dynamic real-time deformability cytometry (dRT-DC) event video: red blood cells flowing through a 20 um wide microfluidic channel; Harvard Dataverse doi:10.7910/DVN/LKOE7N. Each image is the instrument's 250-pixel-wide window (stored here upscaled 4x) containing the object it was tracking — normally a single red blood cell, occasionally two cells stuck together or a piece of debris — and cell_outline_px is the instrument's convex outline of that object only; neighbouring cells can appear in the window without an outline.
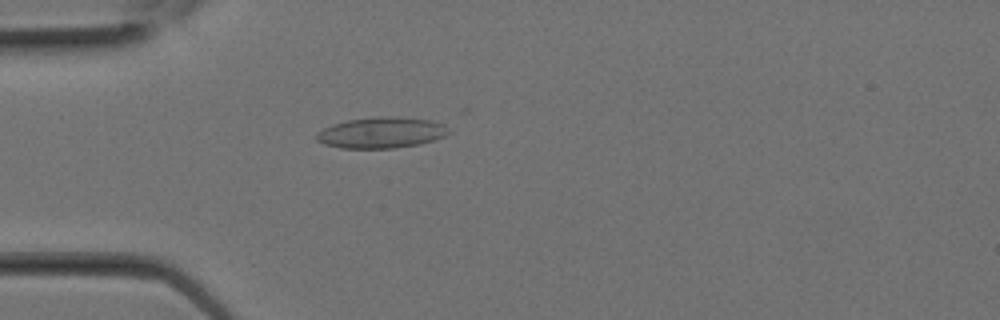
{"species": "Egyptian fruit bat (a non-hibernating species)", "species_latin": "Rousettus aegyptiacus", "temperature_condition": "room temperature", "stored_images_in_passage": 4, "camera_frame_rate_fps": 3000, "um_per_image_px": 0.085, "animal": {"sex": "female"}, "frame": {"image": 1, "passage_image": 2, "time_ms": 0.333, "image_size_px": [1000, 320], "cell_outline_px": [[452, 132], [444, 136], [420, 144], [392, 148], [340, 148], [324, 144], [316, 140], [316, 132], [332, 124], [348, 120], [380, 116], [392, 116], [432, 120], [444, 124]], "centroid_in_image_um": [32.42, 11.27], "position_along_channel_um": 52.6, "area_um2": 23.93}}
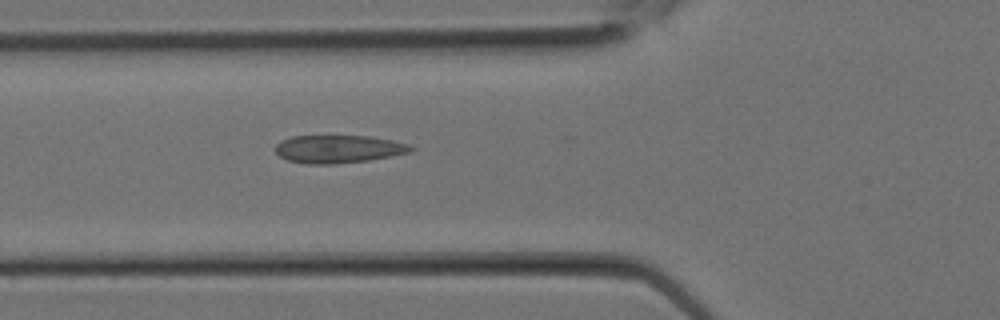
{"frame": {"image": 2, "passage_image": 4, "time_ms": 1.0, "image_size_px": [1000, 320], "cell_outline_px": [[416, 148], [408, 152], [392, 156], [368, 160], [336, 164], [308, 164], [288, 160], [280, 156], [276, 152], [276, 144], [280, 140], [292, 136], [368, 136], [392, 140], [408, 144]], "centroid_in_image_um": [28.75, 12.66], "position_along_channel_um": 97.0, "area_um2": 21.96}}